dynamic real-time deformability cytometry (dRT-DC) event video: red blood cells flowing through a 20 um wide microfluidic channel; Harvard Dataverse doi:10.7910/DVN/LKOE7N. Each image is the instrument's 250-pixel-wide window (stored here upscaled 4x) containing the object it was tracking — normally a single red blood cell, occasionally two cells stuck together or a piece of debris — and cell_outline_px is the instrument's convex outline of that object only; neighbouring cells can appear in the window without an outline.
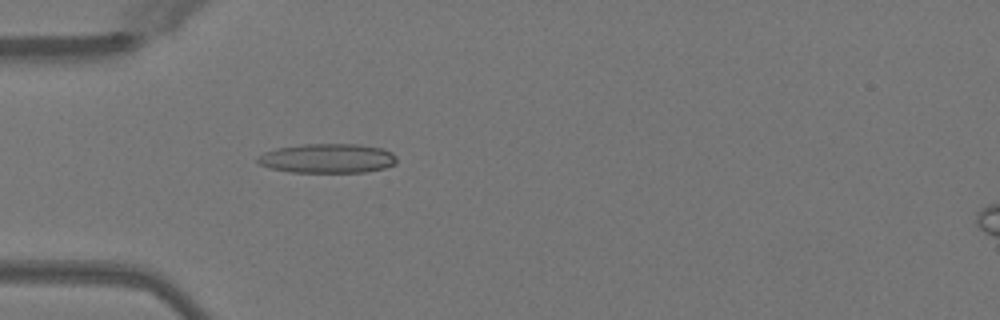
{"species": "Egyptian fruit bat (a non-hibernating species)", "species_latin": "Rousettus aegyptiacus", "temperature_condition": "warm", "stored_images_in_passage": 46, "camera_frame_rate_fps": 3000, "um_per_image_px": 0.085, "animal": {"sex": "female"}, "frame": {"image": 1, "passage_image": 11, "time_ms": 3.333, "image_size_px": [1000, 320], "cell_outline_px": [[396, 164], [384, 168], [364, 172], [292, 172], [268, 168], [260, 164], [256, 160], [256, 156], [264, 152], [276, 148], [304, 144], [356, 144], [380, 148], [392, 152], [396, 156]], "centroid_in_image_um": [27.81, 13.46], "position_along_channel_um": 57.2, "area_um2": 23.87}}
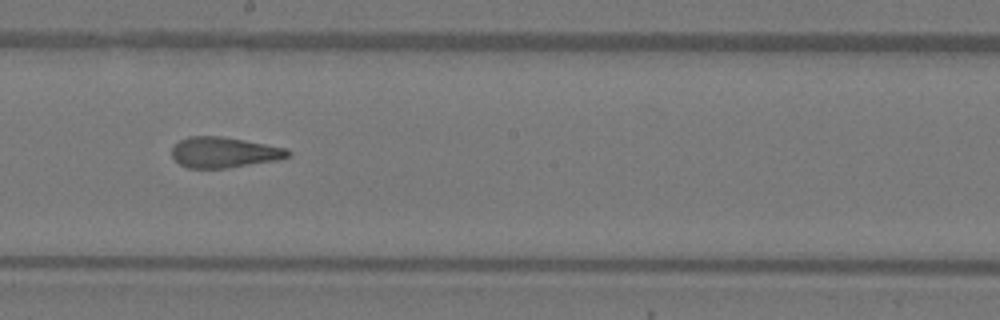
{"frame": {"image": 2, "passage_image": 24, "time_ms": 7.667, "image_size_px": [1000, 320], "cell_outline_px": [[292, 152], [288, 156], [280, 160], [228, 168], [188, 168], [180, 164], [172, 156], [172, 148], [180, 140], [188, 136], [220, 136], [244, 140], [288, 148]], "centroid_in_image_um": [19.08, 12.95], "position_along_channel_um": 229.1, "area_um2": 20.81}}
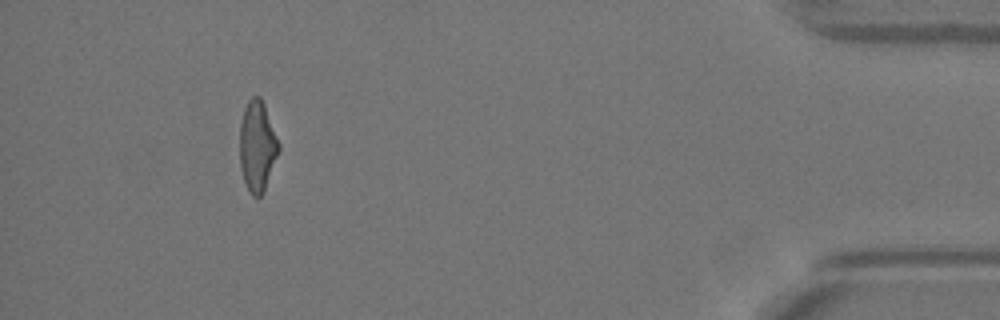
{"frame": {"image": 3, "passage_image": 42, "time_ms": 13.667, "image_size_px": [1000, 320], "cell_outline_px": [[280, 152], [264, 192], [260, 196], [252, 196], [248, 192], [240, 168], [240, 124], [244, 108], [248, 100], [252, 96], [260, 96], [264, 104], [280, 144]], "centroid_in_image_um": [21.88, 12.45], "position_along_channel_um": 413.3, "area_um2": 20.87}, "authors_computed_cell_mechanics": {"area_um2": 21.3282, "velocity_mm_per_s": 4.0842, "shape_relaxation_time_tau1_ms": 8.763, "shape_relaxation_time_tau2_ms": 1.5849, "deformation_change_tau1": 0.2807, "deformation_change_tau2": 0.1101}}